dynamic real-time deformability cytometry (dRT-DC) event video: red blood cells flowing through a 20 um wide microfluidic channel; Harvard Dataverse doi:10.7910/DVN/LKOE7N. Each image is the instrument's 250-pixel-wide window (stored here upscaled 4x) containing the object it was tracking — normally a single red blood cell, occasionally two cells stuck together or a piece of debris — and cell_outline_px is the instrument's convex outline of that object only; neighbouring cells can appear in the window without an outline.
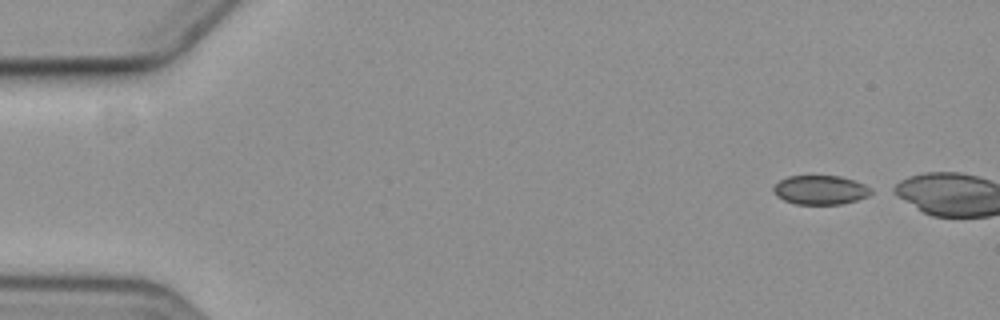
{"species": "common noctule bat (a hibernating species)", "species_latin": "Nyctalus noctula", "temperature_condition": "cold", "stored_images_in_passage": 2, "camera_frame_rate_fps": 3000, "um_per_image_px": 0.085, "animal": {"sex": "female", "body_mass_g": 19.3, "forearm_length_mm": 54.1}, "frame": {"image": 1, "passage_image": 1, "time_ms": 0.0, "image_size_px": [1000, 320], "cell_outline_px": [[876, 192], [868, 196], [856, 200], [840, 204], [796, 204], [784, 200], [776, 196], [772, 188], [780, 180], [788, 176], [840, 176], [856, 180], [872, 188]], "centroid_in_image_um": [69.77, 16.14], "position_along_channel_um": 15.2, "area_um2": 16.7}}